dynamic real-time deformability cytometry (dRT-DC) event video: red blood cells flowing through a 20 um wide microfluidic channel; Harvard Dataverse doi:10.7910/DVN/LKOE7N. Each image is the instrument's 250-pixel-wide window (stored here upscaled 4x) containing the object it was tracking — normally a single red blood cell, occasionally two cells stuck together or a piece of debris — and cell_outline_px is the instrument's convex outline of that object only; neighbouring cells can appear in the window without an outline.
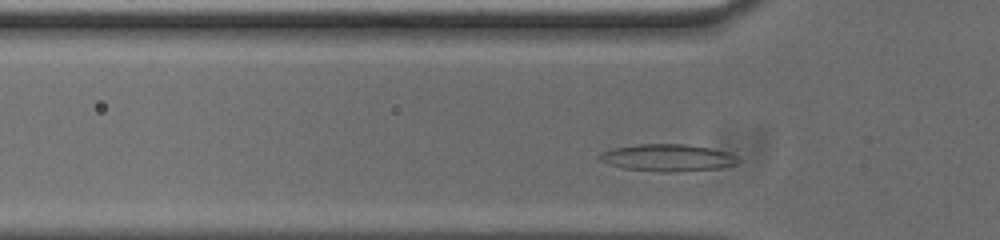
{"species": "common noctule bat (a hibernating species)", "species_latin": "Nyctalus noctula", "temperature_condition": "cold", "stored_images_in_passage": 32, "camera_frame_rate_fps": 3000, "um_per_image_px": 0.085, "animal": {"sex": "male", "body_mass_g": 20.0, "forearm_length_mm": 53.3}, "frame": {"image": 1, "passage_image": 6, "time_ms": 1.667, "image_size_px": [1000, 240], "cell_outline_px": [[740, 160], [736, 164], [720, 168], [672, 172], [660, 172], [624, 168], [600, 160], [600, 152], [612, 148], [640, 144], [684, 144], [708, 148], [728, 152], [736, 156]], "centroid_in_image_um": [56.77, 13.41], "position_along_channel_um": 69.0, "area_um2": 21.62}}
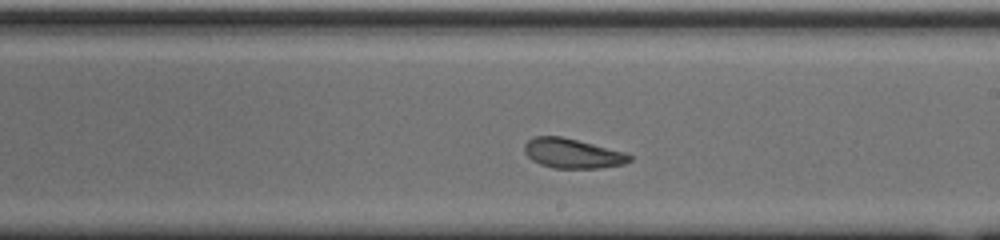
{"frame": {"image": 2, "passage_image": 20, "time_ms": 6.333, "image_size_px": [1000, 240], "cell_outline_px": [[632, 160], [624, 164], [600, 168], [552, 168], [540, 164], [532, 160], [524, 152], [524, 144], [528, 140], [536, 136], [560, 136], [624, 152], [632, 156]], "centroid_in_image_um": [48.64, 13.05], "position_along_channel_um": 240.4, "area_um2": 18.03}}
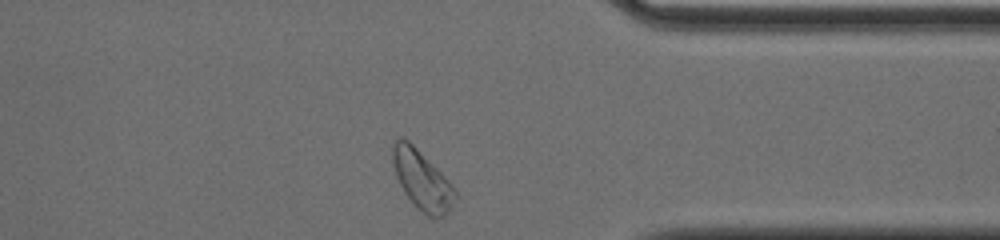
{"frame": {"image": 3, "passage_image": 32, "time_ms": 10.333, "image_size_px": [1000, 240], "cell_outline_px": [[456, 196], [448, 212], [444, 216], [428, 216], [412, 204], [404, 192], [396, 176], [392, 160], [392, 144], [400, 136], [408, 140], [456, 188]], "centroid_in_image_um": [35.85, 15.3], "position_along_channel_um": 375.6, "area_um2": 21.21}, "authors_computed_cell_mechanics": {"area_um2": 18.6694, "velocity_mm_per_s": 3.6733, "shape_relaxation_time_tau1_ms": 4.6998, "shape_relaxation_time_tau2_ms": 5.7432, "deformation_change_tau1": 0.1607, "deformation_change_tau2": 0.1154}}